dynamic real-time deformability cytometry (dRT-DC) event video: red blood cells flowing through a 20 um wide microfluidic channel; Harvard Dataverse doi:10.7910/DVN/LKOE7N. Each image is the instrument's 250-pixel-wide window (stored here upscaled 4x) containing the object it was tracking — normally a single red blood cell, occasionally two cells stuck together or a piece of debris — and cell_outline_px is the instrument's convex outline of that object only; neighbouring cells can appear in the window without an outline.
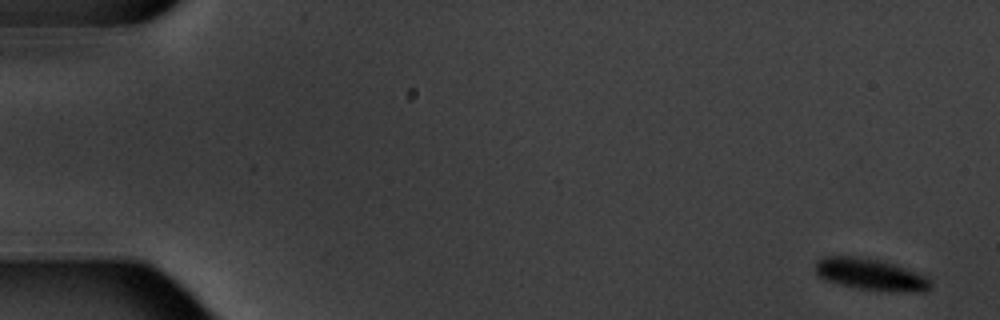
{"species": "common noctule bat (a hibernating species)", "species_latin": "Nyctalus noctula", "temperature_condition": "warm", "stored_images_in_passage": 6, "segment_of_instrument_passage": [1, 2], "camera_frame_rate_fps": 3000, "um_per_image_px": 0.085, "animal": {"sex": "male", "body_mass_g": 20.1, "forearm_length_mm": 53.5}, "frame": {"image": 1, "passage_image": 1, "time_ms": 0.0, "image_size_px": [1000, 320], "cell_outline_px": [[932, 284], [924, 292], [900, 292], [856, 288], [824, 280], [816, 272], [816, 260], [820, 256], [860, 256], [880, 260], [896, 264], [928, 276], [932, 280]], "centroid_in_image_um": [74.03, 23.31], "position_along_channel_um": 11.0, "area_um2": 21.62}}
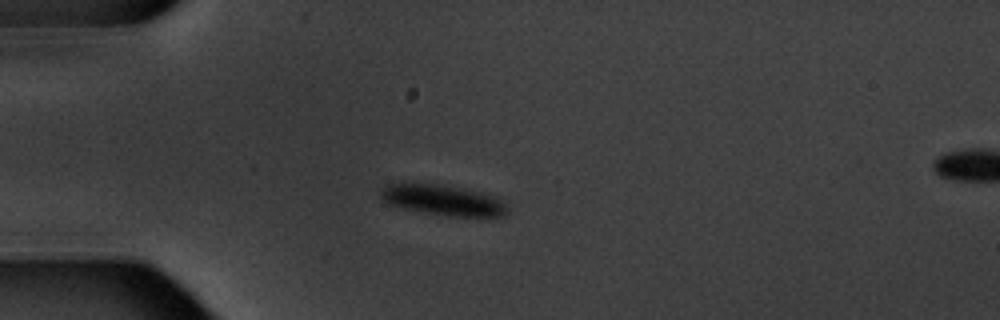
{"frame": {"image": 2, "passage_image": 5, "time_ms": 4.667, "image_size_px": [1000, 320], "cell_outline_px": [[508, 216], [448, 216], [400, 208], [388, 204], [380, 196], [380, 188], [388, 184], [404, 180], [408, 180], [436, 184], [460, 188], [480, 192], [496, 196], [508, 208]], "centroid_in_image_um": [37.56, 16.97], "position_along_channel_um": 47.4, "area_um2": 23.12}}